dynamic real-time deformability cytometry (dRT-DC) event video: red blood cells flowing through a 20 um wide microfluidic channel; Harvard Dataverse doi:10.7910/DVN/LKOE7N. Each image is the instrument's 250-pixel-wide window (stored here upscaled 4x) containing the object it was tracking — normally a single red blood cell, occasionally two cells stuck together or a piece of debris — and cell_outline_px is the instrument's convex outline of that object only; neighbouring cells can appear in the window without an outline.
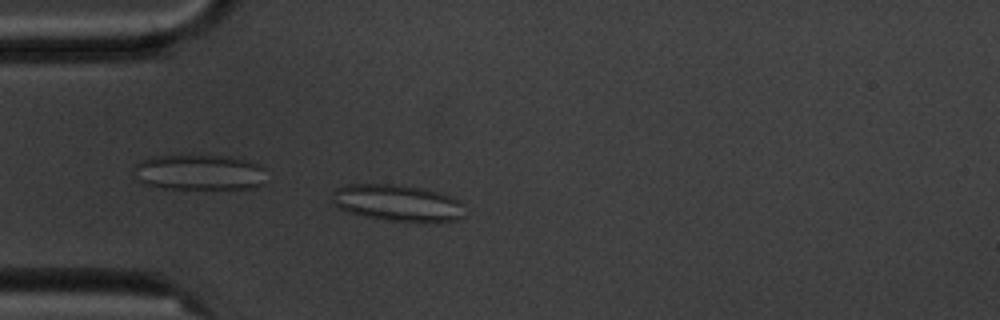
{"species": "common noctule bat (a hibernating species)", "species_latin": "Nyctalus noctula", "temperature_condition": "cold", "stored_images_in_passage": 6, "camera_frame_rate_fps": 3000, "um_per_image_px": 0.085, "animal": {"sex": "male", "body_mass_g": 20.1, "forearm_length_mm": 53.5}, "frame": {"image": 1, "passage_image": 5, "time_ms": 5.0, "image_size_px": [1000, 320], "cell_outline_px": [[464, 204], [460, 216], [456, 220], [436, 224], [416, 224], [388, 220], [348, 212], [340, 208], [332, 200], [332, 192], [336, 188], [344, 184], [396, 184], [424, 188], [440, 192], [452, 196], [460, 200]], "centroid_in_image_um": [33.85, 17.27], "position_along_channel_um": 51.2, "area_um2": 29.02}}